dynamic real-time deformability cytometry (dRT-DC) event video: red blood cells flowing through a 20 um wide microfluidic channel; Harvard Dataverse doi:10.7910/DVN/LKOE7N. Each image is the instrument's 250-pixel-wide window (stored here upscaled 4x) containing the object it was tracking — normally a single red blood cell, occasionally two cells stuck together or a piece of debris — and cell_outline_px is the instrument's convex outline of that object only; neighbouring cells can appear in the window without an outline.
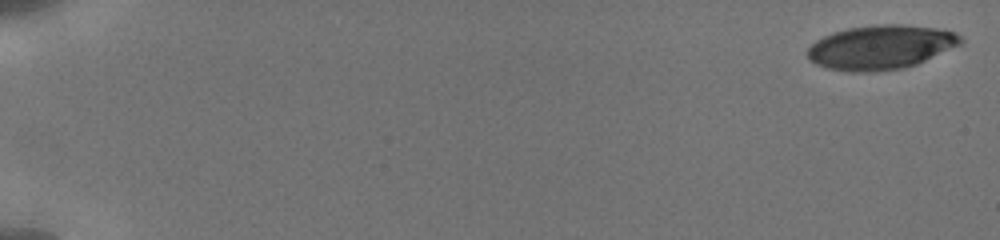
{"species": "human", "species_latin": "Homo sapiens", "temperature_condition": "cold", "stored_images_in_passage": 15, "camera_frame_rate_fps": 3000, "um_per_image_px": 0.085, "donor": {"sex": "male"}, "frame": {"image": 1, "passage_image": 1, "time_ms": 0.0, "image_size_px": [1000, 240], "cell_outline_px": [[964, 40], [960, 44], [916, 64], [904, 68], [868, 72], [848, 72], [828, 68], [816, 64], [808, 56], [808, 48], [816, 40], [832, 32], [848, 28], [876, 24], [900, 24], [936, 28], [956, 32]], "centroid_in_image_um": [74.86, 4.01], "position_along_channel_um": 10.1, "area_um2": 39.25}}
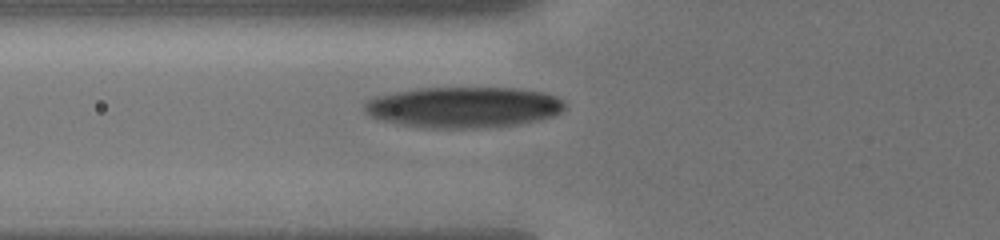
{"frame": {"image": 2, "passage_image": 13, "time_ms": 7.0, "image_size_px": [1000, 240], "cell_outline_px": [[564, 108], [560, 112], [544, 120], [520, 124], [484, 128], [424, 128], [400, 124], [380, 120], [368, 116], [364, 112], [364, 104], [368, 100], [376, 96], [416, 88], [516, 88], [544, 92], [556, 96], [564, 104]], "centroid_in_image_um": [39.39, 9.12], "position_along_channel_um": 86.4, "area_um2": 48.09}}
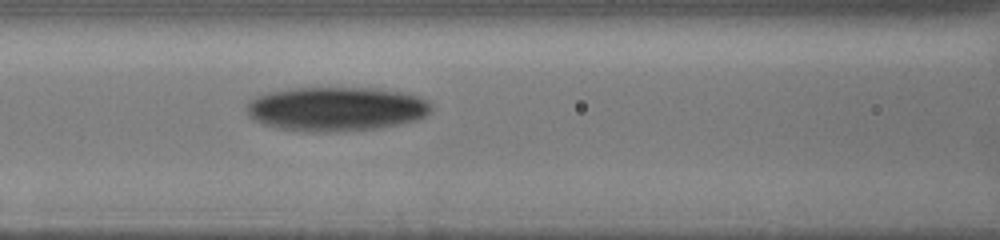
{"frame": {"image": 3, "passage_image": 15, "time_ms": 8.333, "image_size_px": [1000, 240], "cell_outline_px": [[432, 112], [416, 120], [400, 124], [380, 128], [332, 132], [300, 132], [276, 128], [252, 120], [248, 116], [248, 100], [256, 96], [268, 92], [292, 88], [376, 88], [404, 92], [420, 96], [428, 100], [432, 104]], "centroid_in_image_um": [28.59, 9.26], "position_along_channel_um": 138.0, "area_um2": 48.26}}